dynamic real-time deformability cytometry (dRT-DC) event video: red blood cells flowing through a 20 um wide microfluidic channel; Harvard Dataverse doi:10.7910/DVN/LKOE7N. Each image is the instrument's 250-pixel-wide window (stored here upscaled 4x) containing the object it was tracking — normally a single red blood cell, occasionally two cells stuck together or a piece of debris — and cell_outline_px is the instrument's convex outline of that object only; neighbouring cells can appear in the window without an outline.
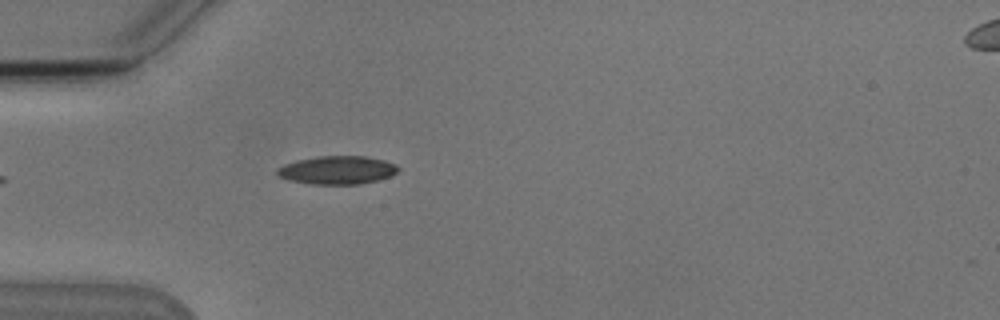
{"species": "Egyptian fruit bat (a non-hibernating species)", "species_latin": "Rousettus aegyptiacus", "temperature_condition": "cold", "stored_images_in_passage": 4, "camera_frame_rate_fps": 3000, "um_per_image_px": 0.085, "animal": {"sex": "male"}, "frame": {"image": 1, "passage_image": 4, "time_ms": 3.333, "image_size_px": [1000, 320], "cell_outline_px": [[400, 168], [396, 172], [388, 176], [376, 180], [360, 184], [312, 184], [288, 180], [280, 176], [276, 172], [276, 168], [284, 164], [296, 160], [320, 156], [364, 156], [384, 160]], "centroid_in_image_um": [28.61, 14.45], "position_along_channel_um": 56.4, "area_um2": 19.71}}